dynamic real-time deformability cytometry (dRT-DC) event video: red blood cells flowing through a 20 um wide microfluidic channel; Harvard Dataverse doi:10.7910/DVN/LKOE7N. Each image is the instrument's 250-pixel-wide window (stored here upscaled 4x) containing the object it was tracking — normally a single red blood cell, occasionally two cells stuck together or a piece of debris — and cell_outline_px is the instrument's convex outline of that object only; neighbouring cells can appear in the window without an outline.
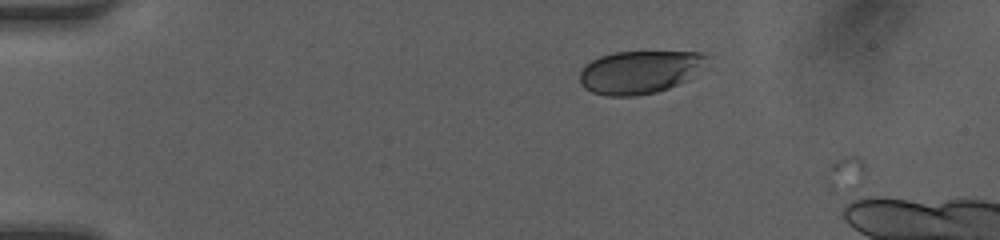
{"species": "human", "species_latin": "Homo sapiens", "temperature_condition": "room temperature", "stored_images_in_passage": 3, "camera_frame_rate_fps": 3000, "um_per_image_px": 0.085, "donor": {"sex": "female"}, "frame": {"image": 1, "passage_image": 2, "time_ms": 0.333, "image_size_px": [1000, 240], "cell_outline_px": [[708, 56], [688, 80], [668, 88], [656, 92], [636, 96], [608, 96], [592, 92], [584, 88], [580, 84], [580, 68], [584, 64], [600, 56], [612, 52], [700, 52]], "centroid_in_image_um": [54.27, 6.13], "position_along_channel_um": 30.7, "area_um2": 31.62}}